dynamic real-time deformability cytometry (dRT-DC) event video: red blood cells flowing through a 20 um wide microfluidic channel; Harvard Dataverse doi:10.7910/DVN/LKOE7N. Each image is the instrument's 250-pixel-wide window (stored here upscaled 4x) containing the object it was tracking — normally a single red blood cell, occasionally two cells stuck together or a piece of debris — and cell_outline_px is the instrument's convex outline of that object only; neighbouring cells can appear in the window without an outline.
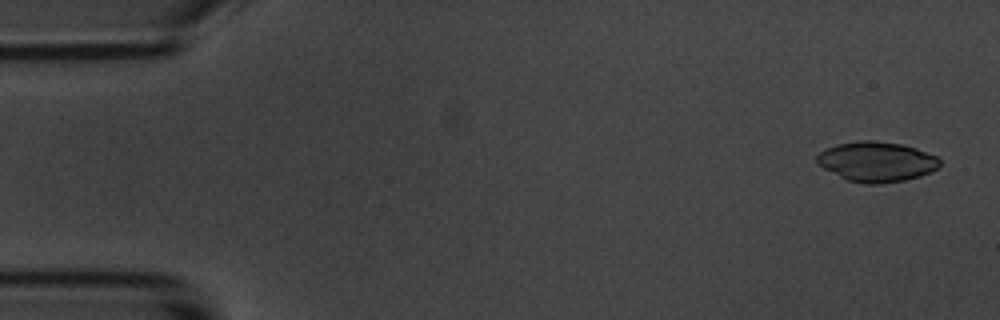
{"species": "common noctule bat (a hibernating species)", "species_latin": "Nyctalus noctula", "temperature_condition": "room temperature", "stored_images_in_passage": 4, "camera_frame_rate_fps": 3000, "um_per_image_px": 0.085, "animal": {"sex": "male", "body_mass_g": 20.1, "forearm_length_mm": 53.5}, "frame": {"image": 1, "passage_image": 1, "time_ms": 0.0, "image_size_px": [1000, 320], "cell_outline_px": [[940, 164], [932, 172], [920, 176], [904, 180], [880, 184], [864, 184], [848, 180], [816, 164], [816, 156], [820, 152], [836, 144], [860, 140], [876, 140], [900, 144], [916, 148], [936, 156], [940, 160]], "centroid_in_image_um": [74.5, 13.74], "position_along_channel_um": 10.5, "area_um2": 28.61}}